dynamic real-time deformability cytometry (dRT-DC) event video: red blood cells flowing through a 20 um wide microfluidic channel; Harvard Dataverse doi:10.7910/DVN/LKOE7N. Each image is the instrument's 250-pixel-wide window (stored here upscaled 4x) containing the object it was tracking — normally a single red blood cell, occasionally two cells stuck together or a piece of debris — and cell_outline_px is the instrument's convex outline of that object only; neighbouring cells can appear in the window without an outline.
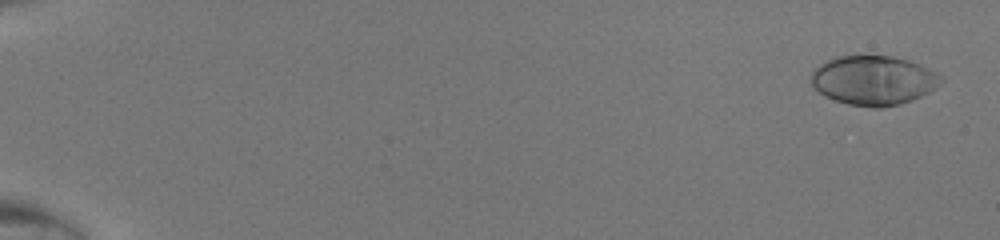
{"species": "human", "species_latin": "Homo sapiens", "temperature_condition": "room temperature", "stored_images_in_passage": 48, "camera_frame_rate_fps": 3000, "um_per_image_px": 0.085, "donor": {"sex": "male"}, "frame": {"image": 1, "passage_image": 2, "time_ms": 0.333, "image_size_px": [1000, 240], "cell_outline_px": [[944, 80], [940, 84], [928, 92], [912, 100], [900, 104], [880, 108], [872, 108], [848, 104], [824, 96], [812, 88], [812, 72], [824, 60], [836, 56], [892, 56], [908, 60], [920, 64], [944, 76]], "centroid_in_image_um": [74.24, 6.83], "position_along_channel_um": 10.8, "area_um2": 37.57}}
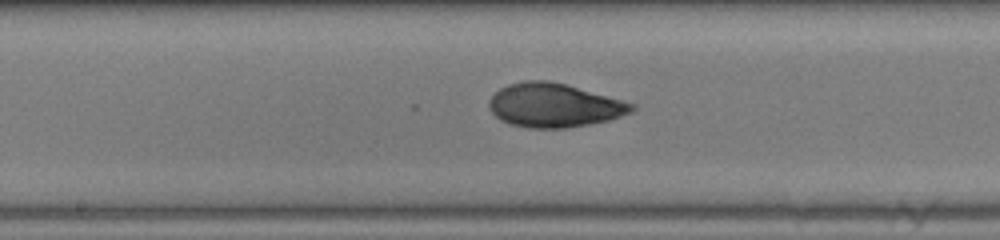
{"frame": {"image": 2, "passage_image": 28, "time_ms": 9.0, "image_size_px": [1000, 240], "cell_outline_px": [[636, 108], [632, 112], [608, 120], [588, 124], [564, 128], [528, 128], [508, 124], [500, 120], [492, 112], [488, 104], [488, 100], [500, 88], [508, 84], [524, 80], [548, 80], [568, 84], [636, 104]], "centroid_in_image_um": [47.09, 8.94], "position_along_channel_um": 201.1, "area_um2": 36.65}}
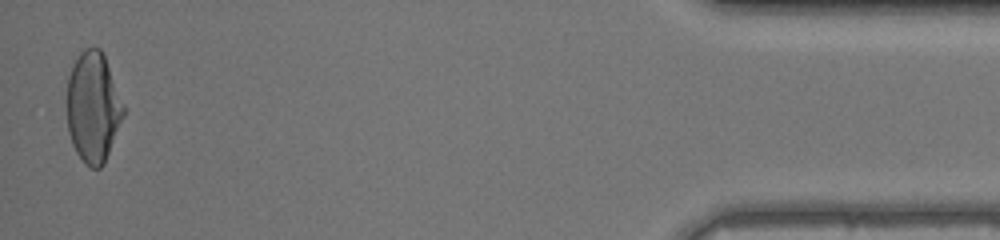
{"frame": {"image": 3, "passage_image": 48, "time_ms": 15.667, "image_size_px": [1000, 240], "cell_outline_px": [[124, 116], [104, 164], [100, 168], [92, 168], [84, 164], [76, 152], [72, 144], [68, 132], [68, 76], [80, 52], [84, 48], [100, 48], [104, 56], [124, 104]], "centroid_in_image_um": [7.92, 9.15], "position_along_channel_um": 427.3, "area_um2": 36.13}}